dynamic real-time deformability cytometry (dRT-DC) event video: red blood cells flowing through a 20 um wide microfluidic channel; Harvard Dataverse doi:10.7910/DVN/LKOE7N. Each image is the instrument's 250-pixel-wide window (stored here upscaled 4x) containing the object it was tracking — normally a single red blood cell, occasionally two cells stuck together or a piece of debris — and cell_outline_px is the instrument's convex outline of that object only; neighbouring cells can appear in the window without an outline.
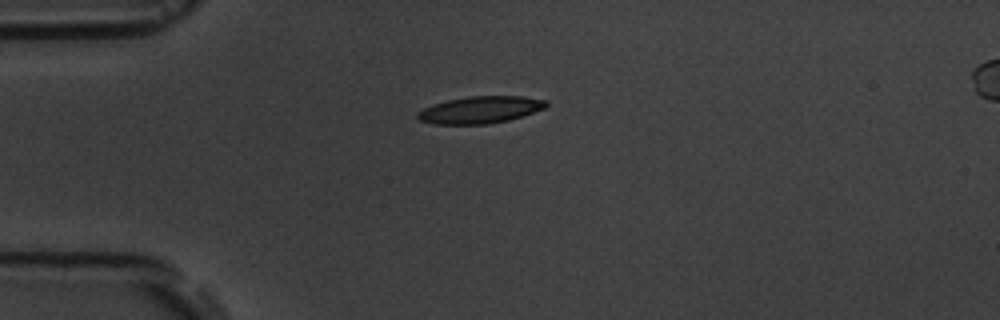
{"species": "common noctule bat (a hibernating species)", "species_latin": "Nyctalus noctula", "temperature_condition": "room temperature", "stored_images_in_passage": 5, "camera_frame_rate_fps": 3000, "um_per_image_px": 0.085, "animal": {"sex": "male", "body_mass_g": 19.5, "forearm_length_mm": 54.6}, "frame": {"image": 1, "passage_image": 5, "time_ms": 4.667, "image_size_px": [1000, 320], "cell_outline_px": [[548, 104], [544, 108], [508, 120], [488, 124], [432, 124], [420, 120], [416, 116], [416, 112], [432, 104], [448, 100], [468, 96], [524, 96], [548, 100]], "centroid_in_image_um": [40.79, 9.33], "position_along_channel_um": 44.2, "area_um2": 20.23}}